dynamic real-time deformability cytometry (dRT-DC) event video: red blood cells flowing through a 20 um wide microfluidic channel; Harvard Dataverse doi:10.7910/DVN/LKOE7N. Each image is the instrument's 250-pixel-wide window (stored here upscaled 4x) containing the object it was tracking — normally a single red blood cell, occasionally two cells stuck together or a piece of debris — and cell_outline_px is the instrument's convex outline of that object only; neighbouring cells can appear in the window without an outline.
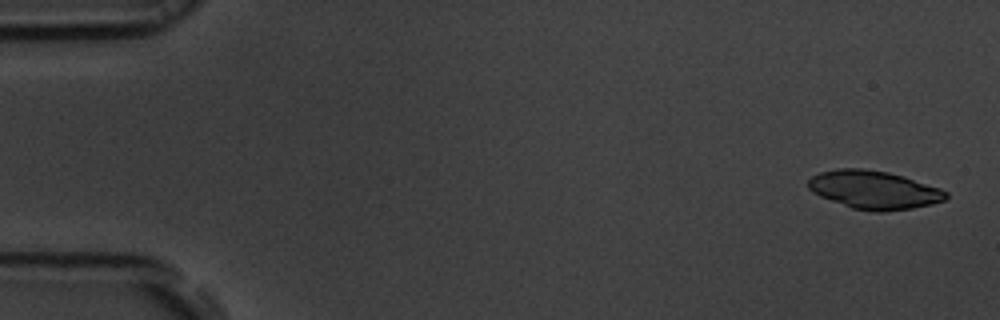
{"species": "common noctule bat (a hibernating species)", "species_latin": "Nyctalus noctula", "temperature_condition": "room temperature", "stored_images_in_passage": 50, "camera_frame_rate_fps": 3000, "um_per_image_px": 0.085, "animal": {"sex": "male", "body_mass_g": 19.5, "forearm_length_mm": 54.6}, "frame": {"image": 1, "passage_image": 2, "time_ms": 0.333, "image_size_px": [1000, 320], "cell_outline_px": [[948, 196], [944, 200], [932, 204], [912, 208], [880, 212], [876, 212], [852, 208], [820, 196], [812, 192], [808, 188], [808, 180], [812, 176], [820, 172], [836, 168], [864, 168], [888, 172], [904, 176], [940, 188], [948, 192]], "centroid_in_image_um": [74.28, 16.13], "position_along_channel_um": 10.7, "area_um2": 30.75}}